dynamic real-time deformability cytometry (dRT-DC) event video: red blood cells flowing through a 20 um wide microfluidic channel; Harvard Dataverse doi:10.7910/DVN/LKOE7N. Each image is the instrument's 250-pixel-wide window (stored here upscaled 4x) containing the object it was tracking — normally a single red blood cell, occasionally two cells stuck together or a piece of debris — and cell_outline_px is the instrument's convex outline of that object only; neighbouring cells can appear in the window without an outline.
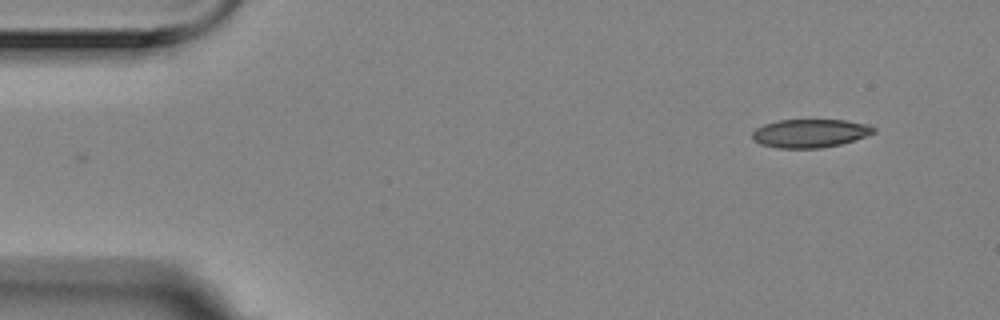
{"species": "Egyptian fruit bat (a non-hibernating species)", "species_latin": "Rousettus aegyptiacus", "temperature_condition": "room temperature", "stored_images_in_passage": 3, "camera_frame_rate_fps": 3000, "um_per_image_px": 0.085, "animal": {"sex": "female"}, "frame": {"image": 1, "passage_image": 1, "time_ms": 0.0, "image_size_px": [1000, 320], "cell_outline_px": [[876, 132], [840, 144], [820, 148], [776, 148], [760, 144], [752, 140], [752, 132], [756, 128], [764, 124], [780, 120], [844, 120], [868, 124], [876, 128]], "centroid_in_image_um": [68.82, 11.33], "position_along_channel_um": 16.2, "area_um2": 20.06}}